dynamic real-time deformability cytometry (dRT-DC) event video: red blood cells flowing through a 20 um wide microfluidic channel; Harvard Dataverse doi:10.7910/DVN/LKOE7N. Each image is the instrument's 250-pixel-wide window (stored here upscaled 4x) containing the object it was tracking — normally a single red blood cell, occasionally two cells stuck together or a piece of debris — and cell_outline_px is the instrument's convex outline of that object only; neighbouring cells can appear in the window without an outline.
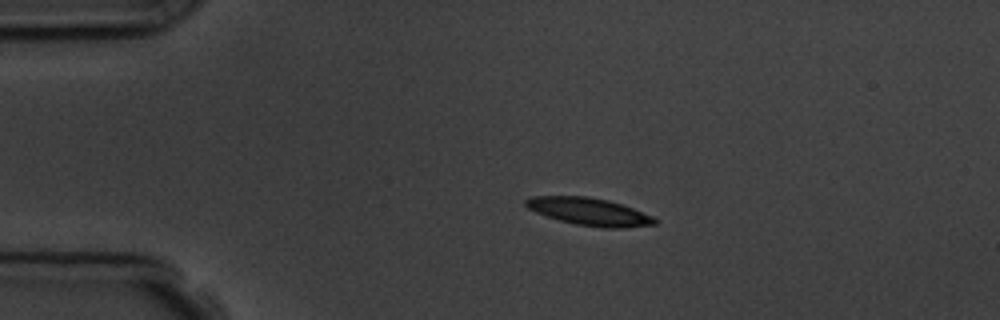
{"species": "common noctule bat (a hibernating species)", "species_latin": "Nyctalus noctula", "temperature_condition": "room temperature", "stored_images_in_passage": 2, "camera_frame_rate_fps": 3000, "um_per_image_px": 0.085, "animal": {"sex": "male", "body_mass_g": 19.5, "forearm_length_mm": 54.6}, "frame": {"image": 1, "passage_image": 1, "time_ms": 0.0, "image_size_px": [1000, 320], "cell_outline_px": [[656, 224], [624, 228], [604, 228], [576, 224], [560, 220], [536, 212], [528, 208], [524, 204], [524, 200], [528, 196], [588, 196], [608, 200], [632, 208], [652, 216], [656, 220]], "centroid_in_image_um": [50.05, 17.98], "position_along_channel_um": 34.9, "area_um2": 20.52}}